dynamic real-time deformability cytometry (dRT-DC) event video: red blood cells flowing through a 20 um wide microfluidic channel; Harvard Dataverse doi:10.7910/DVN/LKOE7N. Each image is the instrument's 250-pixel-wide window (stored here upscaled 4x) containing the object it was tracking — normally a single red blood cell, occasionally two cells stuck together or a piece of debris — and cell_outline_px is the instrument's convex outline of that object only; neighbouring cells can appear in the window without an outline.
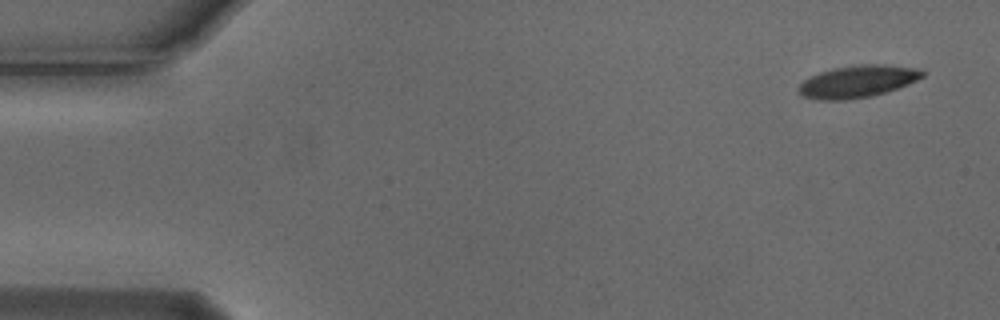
{"species": "Egyptian fruit bat (a non-hibernating species)", "species_latin": "Rousettus aegyptiacus", "temperature_condition": "cold", "stored_images_in_passage": 7, "camera_frame_rate_fps": 3000, "um_per_image_px": 0.085, "animal": {"sex": "male"}, "frame": {"image": 1, "passage_image": 1, "time_ms": 0.0, "image_size_px": [1000, 320], "cell_outline_px": [[928, 72], [924, 76], [908, 84], [872, 96], [844, 100], [816, 100], [800, 96], [796, 92], [796, 88], [808, 76], [820, 72], [836, 68], [860, 64], [884, 64], [920, 68]], "centroid_in_image_um": [72.87, 6.92], "position_along_channel_um": 12.1, "area_um2": 23.52}}
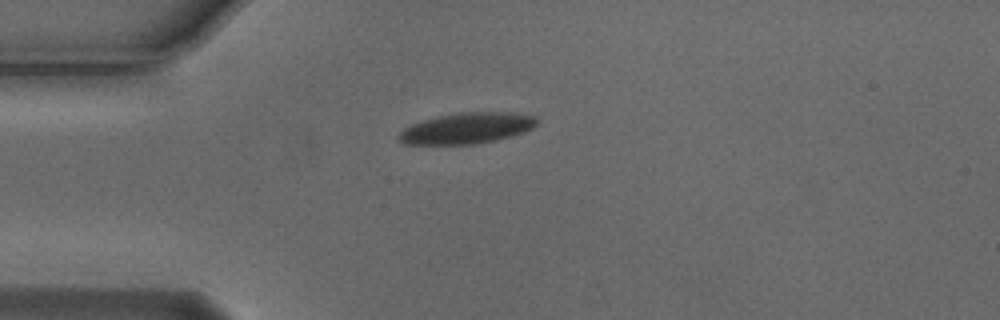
{"frame": {"image": 2, "passage_image": 4, "time_ms": 1.0, "image_size_px": [1000, 320], "cell_outline_px": [[540, 120], [532, 128], [524, 132], [512, 136], [496, 140], [476, 144], [404, 144], [396, 140], [396, 136], [404, 128], [412, 124], [424, 120], [440, 116], [460, 112], [512, 112], [536, 116]], "centroid_in_image_um": [39.7, 10.9], "position_along_channel_um": 45.3, "area_um2": 25.03}}
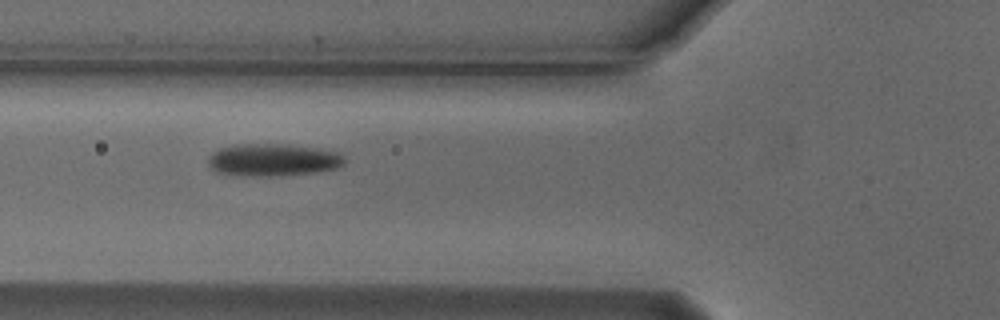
{"frame": {"image": 3, "passage_image": 6, "time_ms": 1.667, "image_size_px": [1000, 320], "cell_outline_px": [[344, 164], [336, 168], [312, 172], [272, 176], [252, 176], [216, 172], [208, 164], [208, 156], [212, 152], [220, 148], [236, 144], [284, 144], [316, 148], [340, 152], [344, 156]], "centroid_in_image_um": [23.18, 13.58], "position_along_channel_um": 102.6, "area_um2": 25.61}}